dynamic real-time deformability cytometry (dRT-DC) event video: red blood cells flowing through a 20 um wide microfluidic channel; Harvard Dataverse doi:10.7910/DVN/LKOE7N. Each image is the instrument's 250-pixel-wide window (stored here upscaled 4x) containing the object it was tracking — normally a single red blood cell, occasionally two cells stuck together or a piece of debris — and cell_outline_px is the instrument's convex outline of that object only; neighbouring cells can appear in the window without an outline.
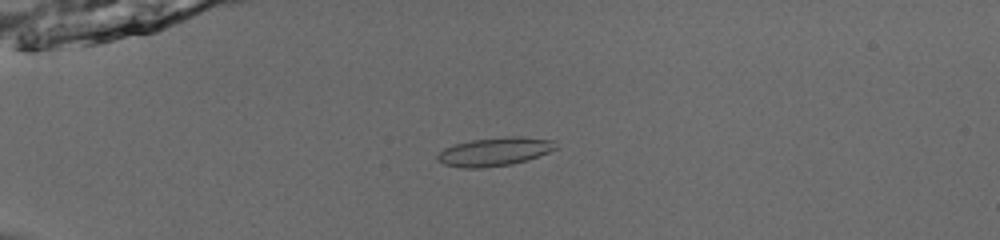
{"species": "common noctule bat (a hibernating species)", "species_latin": "Nyctalus noctula", "temperature_condition": "room temperature", "stored_images_in_passage": 54, "camera_frame_rate_fps": 3000, "um_per_image_px": 0.085, "animal": {"sex": "male", "body_mass_g": 13.0, "forearm_length_mm": 53.1}, "frame": {"image": 1, "passage_image": 16, "time_ms": 5.0, "image_size_px": [1000, 240], "cell_outline_px": [[560, 148], [512, 164], [480, 168], [464, 168], [444, 164], [436, 160], [436, 156], [444, 148], [456, 144], [472, 140], [508, 136], [520, 136], [556, 140]], "centroid_in_image_um": [42.08, 12.88], "position_along_channel_um": 42.9, "area_um2": 19.65}}
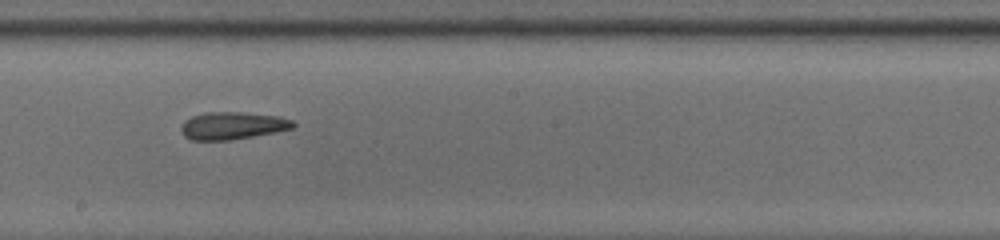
{"frame": {"image": 2, "passage_image": 33, "time_ms": 10.667, "image_size_px": [1000, 240], "cell_outline_px": [[296, 124], [292, 128], [276, 132], [232, 140], [188, 140], [180, 132], [180, 128], [184, 120], [192, 116], [204, 112], [240, 112], [280, 116], [292, 120]], "centroid_in_image_um": [19.73, 10.68], "position_along_channel_um": 228.5, "area_um2": 18.15}}
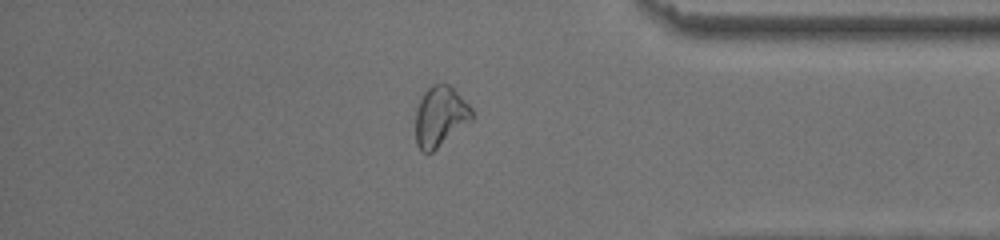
{"frame": {"image": 3, "passage_image": 47, "time_ms": 15.333, "image_size_px": [1000, 240], "cell_outline_px": [[472, 120], [432, 152], [424, 152], [416, 144], [416, 108], [420, 96], [432, 84], [448, 84], [472, 108]], "centroid_in_image_um": [37.39, 9.89], "position_along_channel_um": 397.8, "area_um2": 19.54}, "authors_computed_cell_mechanics": {"area_um2": 19.2474, "velocity_mm_per_s": 3.9202, "shape_relaxation_time_tau1_ms": 8.3665, "shape_relaxation_time_tau2_ms": 3.3949, "deformation_change_tau1": 0.1729, "deformation_change_tau2": 0.1059}}